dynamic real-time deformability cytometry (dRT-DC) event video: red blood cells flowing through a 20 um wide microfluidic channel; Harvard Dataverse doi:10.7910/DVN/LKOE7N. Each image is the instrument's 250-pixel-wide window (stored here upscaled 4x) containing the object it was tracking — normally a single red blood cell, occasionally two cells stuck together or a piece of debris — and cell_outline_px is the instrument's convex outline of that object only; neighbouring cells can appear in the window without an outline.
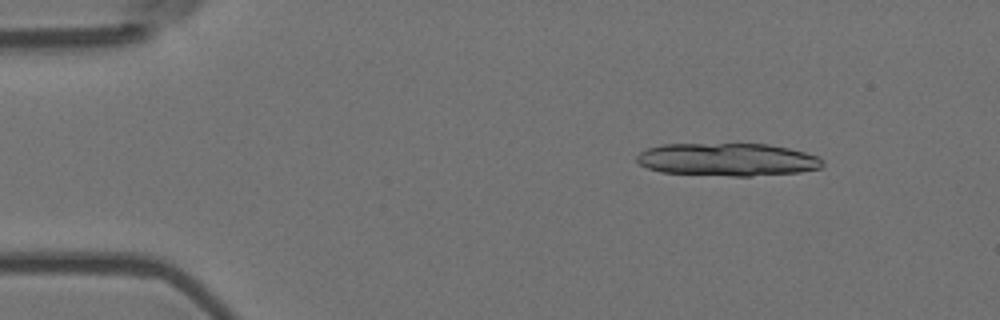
{"species": "Egyptian fruit bat (a non-hibernating species)", "species_latin": "Rousettus aegyptiacus", "temperature_condition": "room temperature", "stored_images_in_passage": 20, "camera_frame_rate_fps": 3000, "um_per_image_px": 0.085, "animal": {"sex": "female"}, "frame": {"image": 1, "passage_image": 7, "time_ms": 2.0, "image_size_px": [1000, 320], "cell_outline_px": [[824, 164], [820, 168], [800, 172], [752, 176], [732, 176], [660, 172], [648, 168], [640, 164], [636, 160], [636, 156], [644, 148], [660, 144], [768, 144], [788, 148], [820, 156], [824, 160]], "centroid_in_image_um": [61.83, 13.56], "position_along_channel_um": 23.2, "area_um2": 35.84}}